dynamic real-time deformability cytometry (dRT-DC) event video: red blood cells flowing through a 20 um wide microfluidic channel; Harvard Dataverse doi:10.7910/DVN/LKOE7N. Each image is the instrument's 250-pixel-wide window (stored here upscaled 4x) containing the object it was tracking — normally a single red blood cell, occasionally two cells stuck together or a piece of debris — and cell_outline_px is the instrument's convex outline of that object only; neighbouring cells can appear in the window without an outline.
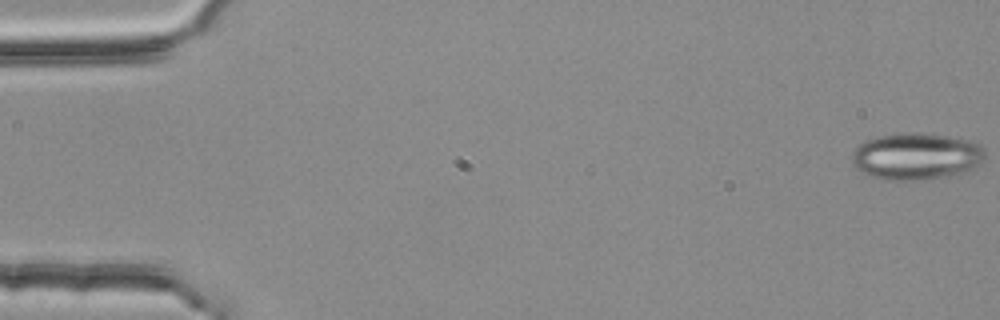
{"species": "common noctule bat (a hibernating species)", "species_latin": "Nyctalus noctula", "temperature_condition": "room temperature", "stored_images_in_passage": 55, "camera_frame_rate_fps": 3000, "um_per_image_px": 0.085, "animal": {"sex": "female", "body_mass_g": 25.1}, "frame": {"image": 1, "passage_image": 1, "time_ms": 0.0, "image_size_px": [1000, 320], "cell_outline_px": [[984, 160], [980, 164], [968, 172], [916, 180], [884, 180], [860, 172], [852, 164], [852, 152], [864, 140], [880, 136], [916, 132], [948, 136], [968, 140], [980, 144], [984, 148]], "centroid_in_image_um": [77.88, 13.29], "position_along_channel_um": 7.1, "area_um2": 36.3}}
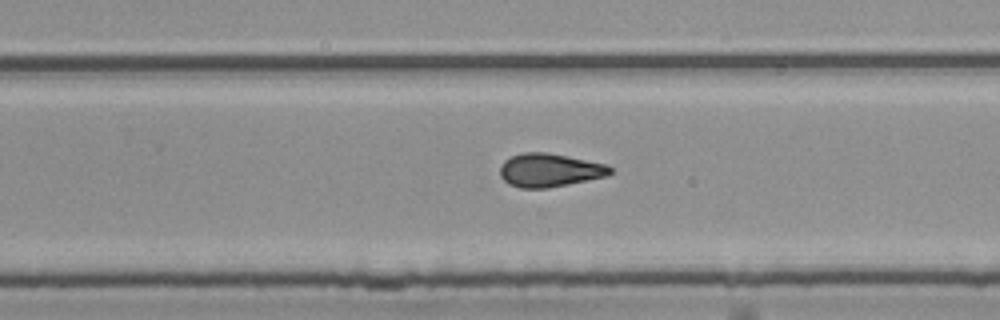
{"frame": {"image": 2, "passage_image": 35, "time_ms": 11.333, "image_size_px": [1000, 320], "cell_outline_px": [[612, 172], [608, 176], [548, 188], [520, 188], [508, 184], [500, 176], [500, 168], [504, 160], [512, 156], [524, 152], [548, 152], [608, 164], [612, 168]], "centroid_in_image_um": [46.73, 14.46], "position_along_channel_um": 283.1, "area_um2": 21.62}}
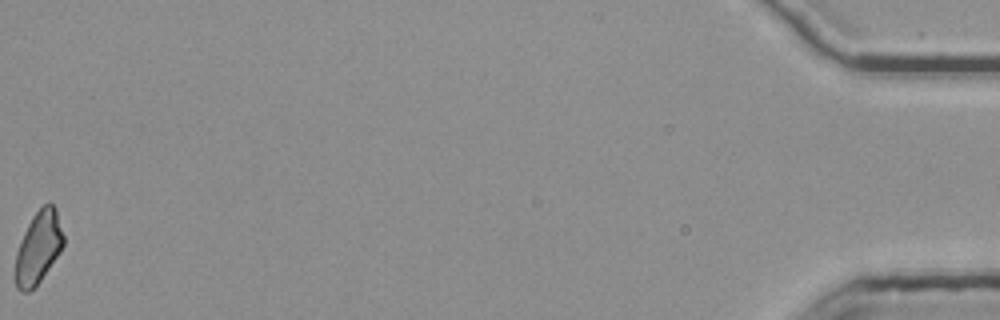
{"frame": {"image": 3, "passage_image": 55, "time_ms": 18.0, "image_size_px": [1000, 320], "cell_outline_px": [[64, 244], [60, 252], [40, 280], [28, 292], [20, 292], [16, 288], [12, 276], [12, 272], [16, 252], [20, 240], [32, 216], [44, 204], [52, 204], [56, 208], [64, 236]], "centroid_in_image_um": [3.21, 21.08], "position_along_channel_um": 432.0, "area_um2": 20.58}, "authors_computed_cell_mechanics": {"area_um2": 21.5016, "velocity_mm_per_s": 3.7842, "shape_relaxation_time_tau1_ms": 9.9125, "shape_relaxation_time_tau2_ms": 2.5833, "deformation_change_tau1": 0.2063, "deformation_change_tau2": 0.0951}}